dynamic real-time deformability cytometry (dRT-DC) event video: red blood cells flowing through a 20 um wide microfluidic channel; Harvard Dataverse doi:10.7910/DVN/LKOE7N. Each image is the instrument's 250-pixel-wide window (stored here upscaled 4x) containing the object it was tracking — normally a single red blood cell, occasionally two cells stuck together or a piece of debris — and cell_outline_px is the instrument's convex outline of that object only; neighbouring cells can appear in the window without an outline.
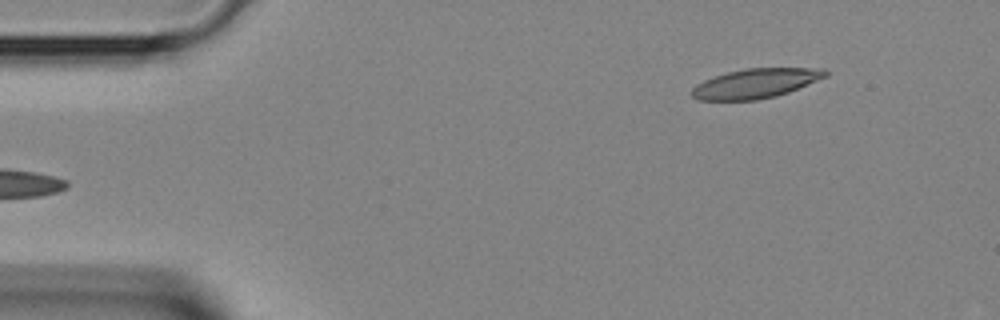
{"species": "Egyptian fruit bat (a non-hibernating species)", "species_latin": "Rousettus aegyptiacus", "temperature_condition": "room temperature", "stored_images_in_passage": 2, "camera_frame_rate_fps": 3000, "um_per_image_px": 0.085, "animal": {"sex": "female"}, "frame": {"image": 1, "passage_image": 2, "time_ms": 0.333, "image_size_px": [1000, 320], "cell_outline_px": [[828, 76], [788, 92], [776, 96], [756, 100], [700, 100], [692, 96], [688, 92], [696, 84], [704, 80], [728, 72], [744, 68], [824, 68], [828, 72]], "centroid_in_image_um": [64.22, 7.09], "position_along_channel_um": 20.8, "area_um2": 23.0}}